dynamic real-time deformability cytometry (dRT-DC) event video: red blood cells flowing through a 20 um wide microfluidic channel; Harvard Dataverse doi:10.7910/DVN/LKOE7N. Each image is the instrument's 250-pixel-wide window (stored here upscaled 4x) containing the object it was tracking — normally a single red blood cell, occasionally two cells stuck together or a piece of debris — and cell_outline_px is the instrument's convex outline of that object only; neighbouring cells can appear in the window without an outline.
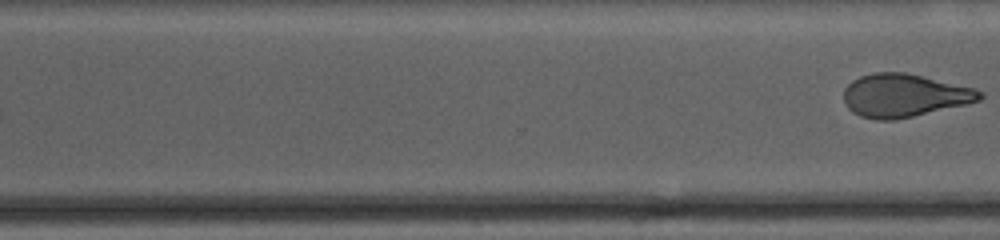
{"species": "human", "species_latin": "Homo sapiens", "temperature_condition": "cold", "stored_images_in_passage": 10, "segment_of_instrument_passage": [2, 2], "camera_frame_rate_fps": 3000, "um_per_image_px": 0.085, "donor": {"sex": "female"}, "frame": {"image": 1, "passage_image": 10, "time_ms": 9.333, "image_size_px": [1000, 240], "cell_outline_px": [[984, 96], [980, 100], [964, 104], [912, 116], [892, 120], [876, 120], [860, 116], [852, 112], [848, 108], [844, 100], [844, 88], [852, 80], [860, 76], [876, 72], [904, 72], [972, 88], [984, 92]], "centroid_in_image_um": [76.8, 8.11], "position_along_channel_um": 293.8, "area_um2": 33.7}}